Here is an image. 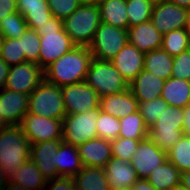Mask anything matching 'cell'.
<instances>
[{
  "instance_id": "obj_1",
  "label": "cell",
  "mask_w": 190,
  "mask_h": 190,
  "mask_svg": "<svg viewBox=\"0 0 190 190\" xmlns=\"http://www.w3.org/2000/svg\"><path fill=\"white\" fill-rule=\"evenodd\" d=\"M92 59L88 46L76 45L44 70L45 80L58 87L85 81Z\"/></svg>"
},
{
  "instance_id": "obj_2",
  "label": "cell",
  "mask_w": 190,
  "mask_h": 190,
  "mask_svg": "<svg viewBox=\"0 0 190 190\" xmlns=\"http://www.w3.org/2000/svg\"><path fill=\"white\" fill-rule=\"evenodd\" d=\"M31 143L20 125L0 127V165L10 180L15 171L30 159Z\"/></svg>"
},
{
  "instance_id": "obj_3",
  "label": "cell",
  "mask_w": 190,
  "mask_h": 190,
  "mask_svg": "<svg viewBox=\"0 0 190 190\" xmlns=\"http://www.w3.org/2000/svg\"><path fill=\"white\" fill-rule=\"evenodd\" d=\"M36 31L40 35L39 66L43 70L76 46L65 32L63 21L54 16Z\"/></svg>"
},
{
  "instance_id": "obj_4",
  "label": "cell",
  "mask_w": 190,
  "mask_h": 190,
  "mask_svg": "<svg viewBox=\"0 0 190 190\" xmlns=\"http://www.w3.org/2000/svg\"><path fill=\"white\" fill-rule=\"evenodd\" d=\"M100 23L98 5L82 3L63 21V28L77 46H88Z\"/></svg>"
},
{
  "instance_id": "obj_5",
  "label": "cell",
  "mask_w": 190,
  "mask_h": 190,
  "mask_svg": "<svg viewBox=\"0 0 190 190\" xmlns=\"http://www.w3.org/2000/svg\"><path fill=\"white\" fill-rule=\"evenodd\" d=\"M183 109L168 106L148 129V138L167 152L183 136Z\"/></svg>"
},
{
  "instance_id": "obj_6",
  "label": "cell",
  "mask_w": 190,
  "mask_h": 190,
  "mask_svg": "<svg viewBox=\"0 0 190 190\" xmlns=\"http://www.w3.org/2000/svg\"><path fill=\"white\" fill-rule=\"evenodd\" d=\"M85 82L91 86L100 97L118 94L129 89L128 82L111 61L93 58L87 72Z\"/></svg>"
},
{
  "instance_id": "obj_7",
  "label": "cell",
  "mask_w": 190,
  "mask_h": 190,
  "mask_svg": "<svg viewBox=\"0 0 190 190\" xmlns=\"http://www.w3.org/2000/svg\"><path fill=\"white\" fill-rule=\"evenodd\" d=\"M28 113L63 120L66 116V110L61 87L44 79L30 94Z\"/></svg>"
},
{
  "instance_id": "obj_8",
  "label": "cell",
  "mask_w": 190,
  "mask_h": 190,
  "mask_svg": "<svg viewBox=\"0 0 190 190\" xmlns=\"http://www.w3.org/2000/svg\"><path fill=\"white\" fill-rule=\"evenodd\" d=\"M100 108L86 113L68 114L62 120V141L80 146L86 141L98 138L96 122Z\"/></svg>"
},
{
  "instance_id": "obj_9",
  "label": "cell",
  "mask_w": 190,
  "mask_h": 190,
  "mask_svg": "<svg viewBox=\"0 0 190 190\" xmlns=\"http://www.w3.org/2000/svg\"><path fill=\"white\" fill-rule=\"evenodd\" d=\"M127 43L126 29L101 22L88 48L93 58L110 61Z\"/></svg>"
},
{
  "instance_id": "obj_10",
  "label": "cell",
  "mask_w": 190,
  "mask_h": 190,
  "mask_svg": "<svg viewBox=\"0 0 190 190\" xmlns=\"http://www.w3.org/2000/svg\"><path fill=\"white\" fill-rule=\"evenodd\" d=\"M61 91L66 115L86 113L100 108L101 97L85 81L62 86Z\"/></svg>"
},
{
  "instance_id": "obj_11",
  "label": "cell",
  "mask_w": 190,
  "mask_h": 190,
  "mask_svg": "<svg viewBox=\"0 0 190 190\" xmlns=\"http://www.w3.org/2000/svg\"><path fill=\"white\" fill-rule=\"evenodd\" d=\"M20 126L31 144L62 140V120L46 118L42 115L27 112Z\"/></svg>"
},
{
  "instance_id": "obj_12",
  "label": "cell",
  "mask_w": 190,
  "mask_h": 190,
  "mask_svg": "<svg viewBox=\"0 0 190 190\" xmlns=\"http://www.w3.org/2000/svg\"><path fill=\"white\" fill-rule=\"evenodd\" d=\"M44 79V70L38 64L26 61L10 66L4 88L31 94Z\"/></svg>"
},
{
  "instance_id": "obj_13",
  "label": "cell",
  "mask_w": 190,
  "mask_h": 190,
  "mask_svg": "<svg viewBox=\"0 0 190 190\" xmlns=\"http://www.w3.org/2000/svg\"><path fill=\"white\" fill-rule=\"evenodd\" d=\"M190 10L168 1L154 3L151 22L162 34L188 27Z\"/></svg>"
},
{
  "instance_id": "obj_14",
  "label": "cell",
  "mask_w": 190,
  "mask_h": 190,
  "mask_svg": "<svg viewBox=\"0 0 190 190\" xmlns=\"http://www.w3.org/2000/svg\"><path fill=\"white\" fill-rule=\"evenodd\" d=\"M167 160V152L162 151L147 137L140 141L131 159V164L136 170L137 176L146 179L154 168Z\"/></svg>"
},
{
  "instance_id": "obj_15",
  "label": "cell",
  "mask_w": 190,
  "mask_h": 190,
  "mask_svg": "<svg viewBox=\"0 0 190 190\" xmlns=\"http://www.w3.org/2000/svg\"><path fill=\"white\" fill-rule=\"evenodd\" d=\"M30 94L0 90V117L3 125H20L28 112Z\"/></svg>"
},
{
  "instance_id": "obj_16",
  "label": "cell",
  "mask_w": 190,
  "mask_h": 190,
  "mask_svg": "<svg viewBox=\"0 0 190 190\" xmlns=\"http://www.w3.org/2000/svg\"><path fill=\"white\" fill-rule=\"evenodd\" d=\"M62 140H50L31 144L30 159L46 181L61 177L56 169V152Z\"/></svg>"
},
{
  "instance_id": "obj_17",
  "label": "cell",
  "mask_w": 190,
  "mask_h": 190,
  "mask_svg": "<svg viewBox=\"0 0 190 190\" xmlns=\"http://www.w3.org/2000/svg\"><path fill=\"white\" fill-rule=\"evenodd\" d=\"M144 54L127 43L110 61L129 84L144 69Z\"/></svg>"
},
{
  "instance_id": "obj_18",
  "label": "cell",
  "mask_w": 190,
  "mask_h": 190,
  "mask_svg": "<svg viewBox=\"0 0 190 190\" xmlns=\"http://www.w3.org/2000/svg\"><path fill=\"white\" fill-rule=\"evenodd\" d=\"M128 43L143 53L161 49L163 34L152 24L151 20L127 29Z\"/></svg>"
},
{
  "instance_id": "obj_19",
  "label": "cell",
  "mask_w": 190,
  "mask_h": 190,
  "mask_svg": "<svg viewBox=\"0 0 190 190\" xmlns=\"http://www.w3.org/2000/svg\"><path fill=\"white\" fill-rule=\"evenodd\" d=\"M104 168L111 190H129L139 179L131 162L112 157Z\"/></svg>"
},
{
  "instance_id": "obj_20",
  "label": "cell",
  "mask_w": 190,
  "mask_h": 190,
  "mask_svg": "<svg viewBox=\"0 0 190 190\" xmlns=\"http://www.w3.org/2000/svg\"><path fill=\"white\" fill-rule=\"evenodd\" d=\"M83 166L104 168L112 158L110 140L95 138L78 146Z\"/></svg>"
},
{
  "instance_id": "obj_21",
  "label": "cell",
  "mask_w": 190,
  "mask_h": 190,
  "mask_svg": "<svg viewBox=\"0 0 190 190\" xmlns=\"http://www.w3.org/2000/svg\"><path fill=\"white\" fill-rule=\"evenodd\" d=\"M165 81L143 69L129 83V89L139 103L145 102L161 96Z\"/></svg>"
},
{
  "instance_id": "obj_22",
  "label": "cell",
  "mask_w": 190,
  "mask_h": 190,
  "mask_svg": "<svg viewBox=\"0 0 190 190\" xmlns=\"http://www.w3.org/2000/svg\"><path fill=\"white\" fill-rule=\"evenodd\" d=\"M138 108L139 102L130 89L118 94L105 95L100 100V110L119 119L137 112Z\"/></svg>"
},
{
  "instance_id": "obj_23",
  "label": "cell",
  "mask_w": 190,
  "mask_h": 190,
  "mask_svg": "<svg viewBox=\"0 0 190 190\" xmlns=\"http://www.w3.org/2000/svg\"><path fill=\"white\" fill-rule=\"evenodd\" d=\"M46 182L35 163L29 159L10 179V190H43Z\"/></svg>"
},
{
  "instance_id": "obj_24",
  "label": "cell",
  "mask_w": 190,
  "mask_h": 190,
  "mask_svg": "<svg viewBox=\"0 0 190 190\" xmlns=\"http://www.w3.org/2000/svg\"><path fill=\"white\" fill-rule=\"evenodd\" d=\"M17 11L24 17L28 29L36 30L53 15L47 0H16Z\"/></svg>"
},
{
  "instance_id": "obj_25",
  "label": "cell",
  "mask_w": 190,
  "mask_h": 190,
  "mask_svg": "<svg viewBox=\"0 0 190 190\" xmlns=\"http://www.w3.org/2000/svg\"><path fill=\"white\" fill-rule=\"evenodd\" d=\"M83 168L78 148L62 142L56 152V169L60 176L75 177Z\"/></svg>"
},
{
  "instance_id": "obj_26",
  "label": "cell",
  "mask_w": 190,
  "mask_h": 190,
  "mask_svg": "<svg viewBox=\"0 0 190 190\" xmlns=\"http://www.w3.org/2000/svg\"><path fill=\"white\" fill-rule=\"evenodd\" d=\"M98 7L102 23L126 30L129 28L126 0H101Z\"/></svg>"
},
{
  "instance_id": "obj_27",
  "label": "cell",
  "mask_w": 190,
  "mask_h": 190,
  "mask_svg": "<svg viewBox=\"0 0 190 190\" xmlns=\"http://www.w3.org/2000/svg\"><path fill=\"white\" fill-rule=\"evenodd\" d=\"M169 106L184 108L190 104V81L178 78H168L161 92Z\"/></svg>"
},
{
  "instance_id": "obj_28",
  "label": "cell",
  "mask_w": 190,
  "mask_h": 190,
  "mask_svg": "<svg viewBox=\"0 0 190 190\" xmlns=\"http://www.w3.org/2000/svg\"><path fill=\"white\" fill-rule=\"evenodd\" d=\"M180 178L181 171L167 160L154 168L146 179L156 190H170L180 185Z\"/></svg>"
},
{
  "instance_id": "obj_29",
  "label": "cell",
  "mask_w": 190,
  "mask_h": 190,
  "mask_svg": "<svg viewBox=\"0 0 190 190\" xmlns=\"http://www.w3.org/2000/svg\"><path fill=\"white\" fill-rule=\"evenodd\" d=\"M172 64L173 56L162 49L144 54V69L164 80L172 76Z\"/></svg>"
},
{
  "instance_id": "obj_30",
  "label": "cell",
  "mask_w": 190,
  "mask_h": 190,
  "mask_svg": "<svg viewBox=\"0 0 190 190\" xmlns=\"http://www.w3.org/2000/svg\"><path fill=\"white\" fill-rule=\"evenodd\" d=\"M75 184L87 190H111L107 181L105 168L83 166L74 177Z\"/></svg>"
},
{
  "instance_id": "obj_31",
  "label": "cell",
  "mask_w": 190,
  "mask_h": 190,
  "mask_svg": "<svg viewBox=\"0 0 190 190\" xmlns=\"http://www.w3.org/2000/svg\"><path fill=\"white\" fill-rule=\"evenodd\" d=\"M119 121L121 127L118 137L129 139H146L148 137V128L139 111L126 115Z\"/></svg>"
},
{
  "instance_id": "obj_32",
  "label": "cell",
  "mask_w": 190,
  "mask_h": 190,
  "mask_svg": "<svg viewBox=\"0 0 190 190\" xmlns=\"http://www.w3.org/2000/svg\"><path fill=\"white\" fill-rule=\"evenodd\" d=\"M161 49L173 57L190 49V36L188 34V29H175L164 33Z\"/></svg>"
},
{
  "instance_id": "obj_33",
  "label": "cell",
  "mask_w": 190,
  "mask_h": 190,
  "mask_svg": "<svg viewBox=\"0 0 190 190\" xmlns=\"http://www.w3.org/2000/svg\"><path fill=\"white\" fill-rule=\"evenodd\" d=\"M154 3L153 0H126L129 27L150 21Z\"/></svg>"
},
{
  "instance_id": "obj_34",
  "label": "cell",
  "mask_w": 190,
  "mask_h": 190,
  "mask_svg": "<svg viewBox=\"0 0 190 190\" xmlns=\"http://www.w3.org/2000/svg\"><path fill=\"white\" fill-rule=\"evenodd\" d=\"M167 159L181 172L190 169V137L183 135L177 143L167 151Z\"/></svg>"
},
{
  "instance_id": "obj_35",
  "label": "cell",
  "mask_w": 190,
  "mask_h": 190,
  "mask_svg": "<svg viewBox=\"0 0 190 190\" xmlns=\"http://www.w3.org/2000/svg\"><path fill=\"white\" fill-rule=\"evenodd\" d=\"M28 29L24 17L17 11L0 20V33L4 38H20Z\"/></svg>"
},
{
  "instance_id": "obj_36",
  "label": "cell",
  "mask_w": 190,
  "mask_h": 190,
  "mask_svg": "<svg viewBox=\"0 0 190 190\" xmlns=\"http://www.w3.org/2000/svg\"><path fill=\"white\" fill-rule=\"evenodd\" d=\"M119 118L109 115L102 110H99V114L96 122V131L98 138L107 140H113L118 138L120 132Z\"/></svg>"
},
{
  "instance_id": "obj_37",
  "label": "cell",
  "mask_w": 190,
  "mask_h": 190,
  "mask_svg": "<svg viewBox=\"0 0 190 190\" xmlns=\"http://www.w3.org/2000/svg\"><path fill=\"white\" fill-rule=\"evenodd\" d=\"M0 57L9 66L26 62L25 52L22 47V36L16 39L4 38Z\"/></svg>"
},
{
  "instance_id": "obj_38",
  "label": "cell",
  "mask_w": 190,
  "mask_h": 190,
  "mask_svg": "<svg viewBox=\"0 0 190 190\" xmlns=\"http://www.w3.org/2000/svg\"><path fill=\"white\" fill-rule=\"evenodd\" d=\"M141 140L118 137L110 140L112 157L121 159L125 162H131L132 157Z\"/></svg>"
},
{
  "instance_id": "obj_39",
  "label": "cell",
  "mask_w": 190,
  "mask_h": 190,
  "mask_svg": "<svg viewBox=\"0 0 190 190\" xmlns=\"http://www.w3.org/2000/svg\"><path fill=\"white\" fill-rule=\"evenodd\" d=\"M168 106V103L161 97L139 103L138 111L144 118L148 129L156 122L160 114L166 110Z\"/></svg>"
},
{
  "instance_id": "obj_40",
  "label": "cell",
  "mask_w": 190,
  "mask_h": 190,
  "mask_svg": "<svg viewBox=\"0 0 190 190\" xmlns=\"http://www.w3.org/2000/svg\"><path fill=\"white\" fill-rule=\"evenodd\" d=\"M22 47L26 61L39 65L40 35L36 30L27 29L22 35Z\"/></svg>"
},
{
  "instance_id": "obj_41",
  "label": "cell",
  "mask_w": 190,
  "mask_h": 190,
  "mask_svg": "<svg viewBox=\"0 0 190 190\" xmlns=\"http://www.w3.org/2000/svg\"><path fill=\"white\" fill-rule=\"evenodd\" d=\"M47 2L52 15L62 21L82 4L80 0H47Z\"/></svg>"
},
{
  "instance_id": "obj_42",
  "label": "cell",
  "mask_w": 190,
  "mask_h": 190,
  "mask_svg": "<svg viewBox=\"0 0 190 190\" xmlns=\"http://www.w3.org/2000/svg\"><path fill=\"white\" fill-rule=\"evenodd\" d=\"M171 77L190 81V49L173 57Z\"/></svg>"
},
{
  "instance_id": "obj_43",
  "label": "cell",
  "mask_w": 190,
  "mask_h": 190,
  "mask_svg": "<svg viewBox=\"0 0 190 190\" xmlns=\"http://www.w3.org/2000/svg\"><path fill=\"white\" fill-rule=\"evenodd\" d=\"M75 185L74 177H58L48 180L44 190H73Z\"/></svg>"
},
{
  "instance_id": "obj_44",
  "label": "cell",
  "mask_w": 190,
  "mask_h": 190,
  "mask_svg": "<svg viewBox=\"0 0 190 190\" xmlns=\"http://www.w3.org/2000/svg\"><path fill=\"white\" fill-rule=\"evenodd\" d=\"M14 12H17L16 0H0V20Z\"/></svg>"
},
{
  "instance_id": "obj_45",
  "label": "cell",
  "mask_w": 190,
  "mask_h": 190,
  "mask_svg": "<svg viewBox=\"0 0 190 190\" xmlns=\"http://www.w3.org/2000/svg\"><path fill=\"white\" fill-rule=\"evenodd\" d=\"M10 66L0 57V90L4 89Z\"/></svg>"
},
{
  "instance_id": "obj_46",
  "label": "cell",
  "mask_w": 190,
  "mask_h": 190,
  "mask_svg": "<svg viewBox=\"0 0 190 190\" xmlns=\"http://www.w3.org/2000/svg\"><path fill=\"white\" fill-rule=\"evenodd\" d=\"M183 135L190 137V104L183 108Z\"/></svg>"
},
{
  "instance_id": "obj_47",
  "label": "cell",
  "mask_w": 190,
  "mask_h": 190,
  "mask_svg": "<svg viewBox=\"0 0 190 190\" xmlns=\"http://www.w3.org/2000/svg\"><path fill=\"white\" fill-rule=\"evenodd\" d=\"M129 190H156L148 181L144 178H139Z\"/></svg>"
},
{
  "instance_id": "obj_48",
  "label": "cell",
  "mask_w": 190,
  "mask_h": 190,
  "mask_svg": "<svg viewBox=\"0 0 190 190\" xmlns=\"http://www.w3.org/2000/svg\"><path fill=\"white\" fill-rule=\"evenodd\" d=\"M0 190H10V180L0 165Z\"/></svg>"
},
{
  "instance_id": "obj_49",
  "label": "cell",
  "mask_w": 190,
  "mask_h": 190,
  "mask_svg": "<svg viewBox=\"0 0 190 190\" xmlns=\"http://www.w3.org/2000/svg\"><path fill=\"white\" fill-rule=\"evenodd\" d=\"M180 185L190 190V169L181 172Z\"/></svg>"
},
{
  "instance_id": "obj_50",
  "label": "cell",
  "mask_w": 190,
  "mask_h": 190,
  "mask_svg": "<svg viewBox=\"0 0 190 190\" xmlns=\"http://www.w3.org/2000/svg\"><path fill=\"white\" fill-rule=\"evenodd\" d=\"M166 1L190 10V0H166Z\"/></svg>"
},
{
  "instance_id": "obj_51",
  "label": "cell",
  "mask_w": 190,
  "mask_h": 190,
  "mask_svg": "<svg viewBox=\"0 0 190 190\" xmlns=\"http://www.w3.org/2000/svg\"><path fill=\"white\" fill-rule=\"evenodd\" d=\"M81 3H84V4H99L101 2V0H80Z\"/></svg>"
},
{
  "instance_id": "obj_52",
  "label": "cell",
  "mask_w": 190,
  "mask_h": 190,
  "mask_svg": "<svg viewBox=\"0 0 190 190\" xmlns=\"http://www.w3.org/2000/svg\"><path fill=\"white\" fill-rule=\"evenodd\" d=\"M3 41H4V36L0 33V56H1V52H2Z\"/></svg>"
},
{
  "instance_id": "obj_53",
  "label": "cell",
  "mask_w": 190,
  "mask_h": 190,
  "mask_svg": "<svg viewBox=\"0 0 190 190\" xmlns=\"http://www.w3.org/2000/svg\"><path fill=\"white\" fill-rule=\"evenodd\" d=\"M170 190H186L183 186L178 185L176 187L171 188Z\"/></svg>"
},
{
  "instance_id": "obj_54",
  "label": "cell",
  "mask_w": 190,
  "mask_h": 190,
  "mask_svg": "<svg viewBox=\"0 0 190 190\" xmlns=\"http://www.w3.org/2000/svg\"><path fill=\"white\" fill-rule=\"evenodd\" d=\"M73 190H87V189L80 188V187H78V186L75 184Z\"/></svg>"
},
{
  "instance_id": "obj_55",
  "label": "cell",
  "mask_w": 190,
  "mask_h": 190,
  "mask_svg": "<svg viewBox=\"0 0 190 190\" xmlns=\"http://www.w3.org/2000/svg\"><path fill=\"white\" fill-rule=\"evenodd\" d=\"M187 29H188V34H189V36H190V16H189V22H188V27H187Z\"/></svg>"
},
{
  "instance_id": "obj_56",
  "label": "cell",
  "mask_w": 190,
  "mask_h": 190,
  "mask_svg": "<svg viewBox=\"0 0 190 190\" xmlns=\"http://www.w3.org/2000/svg\"><path fill=\"white\" fill-rule=\"evenodd\" d=\"M1 126H4V125L2 124V118L0 117V127Z\"/></svg>"
}]
</instances>
